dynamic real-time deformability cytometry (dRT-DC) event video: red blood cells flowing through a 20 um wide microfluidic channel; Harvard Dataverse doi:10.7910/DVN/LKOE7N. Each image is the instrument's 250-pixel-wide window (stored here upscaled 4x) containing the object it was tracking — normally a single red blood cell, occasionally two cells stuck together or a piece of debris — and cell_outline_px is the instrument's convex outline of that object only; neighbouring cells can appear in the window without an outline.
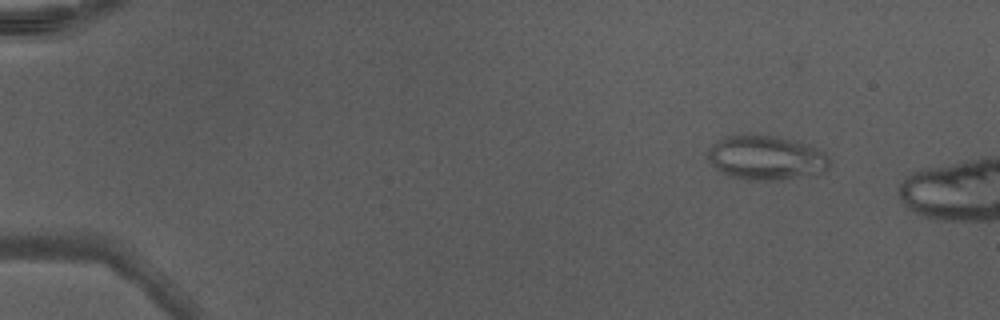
{"species": "Egyptian fruit bat (a non-hibernating species)", "species_latin": "Rousettus aegyptiacus", "temperature_condition": "warm", "stored_images_in_passage": 6, "camera_frame_rate_fps": 3000, "um_per_image_px": 0.085, "animal": {"sex": "male"}, "frame": {"image": 1, "passage_image": 1, "time_ms": 0.0, "image_size_px": [1000, 320], "cell_outline_px": [[832, 160], [828, 168], [824, 172], [776, 180], [752, 180], [728, 176], [720, 172], [708, 160], [708, 148], [712, 144], [728, 136], [748, 132], [772, 136], [808, 144], [824, 152]], "centroid_in_image_um": [65.1, 13.39], "position_along_channel_um": 19.9, "area_um2": 31.67}}